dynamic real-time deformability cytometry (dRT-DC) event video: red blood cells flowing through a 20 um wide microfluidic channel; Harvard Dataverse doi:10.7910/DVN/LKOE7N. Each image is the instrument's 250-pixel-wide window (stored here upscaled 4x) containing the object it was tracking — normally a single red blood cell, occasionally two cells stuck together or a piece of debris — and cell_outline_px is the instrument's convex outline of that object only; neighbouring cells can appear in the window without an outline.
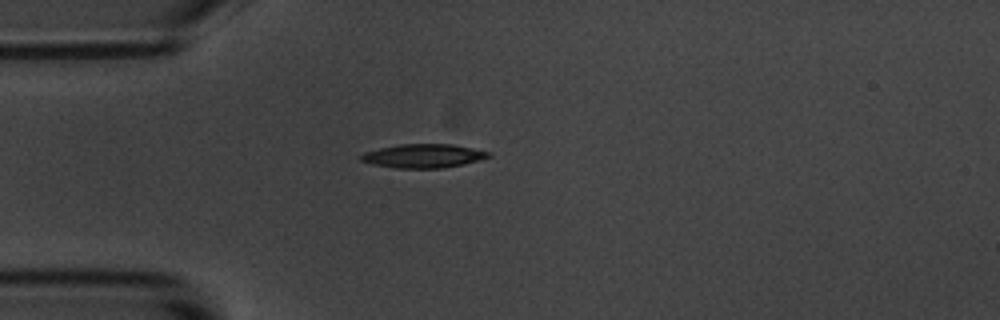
{"species": "common noctule bat (a hibernating species)", "species_latin": "Nyctalus noctula", "temperature_condition": "room temperature", "stored_images_in_passage": 1, "camera_frame_rate_fps": 3000, "um_per_image_px": 0.085, "animal": {"sex": "male", "body_mass_g": 20.1, "forearm_length_mm": 53.5}, "frame": {"image": 1, "passage_image": 1, "time_ms": 0.0, "image_size_px": [1000, 320], "cell_outline_px": [[492, 156], [480, 160], [464, 164], [444, 168], [396, 168], [372, 164], [360, 160], [360, 156], [364, 152], [380, 148], [400, 144], [452, 144], [488, 152]], "centroid_in_image_um": [35.97, 13.26], "position_along_channel_um": 49.0, "area_um2": 17.57}}